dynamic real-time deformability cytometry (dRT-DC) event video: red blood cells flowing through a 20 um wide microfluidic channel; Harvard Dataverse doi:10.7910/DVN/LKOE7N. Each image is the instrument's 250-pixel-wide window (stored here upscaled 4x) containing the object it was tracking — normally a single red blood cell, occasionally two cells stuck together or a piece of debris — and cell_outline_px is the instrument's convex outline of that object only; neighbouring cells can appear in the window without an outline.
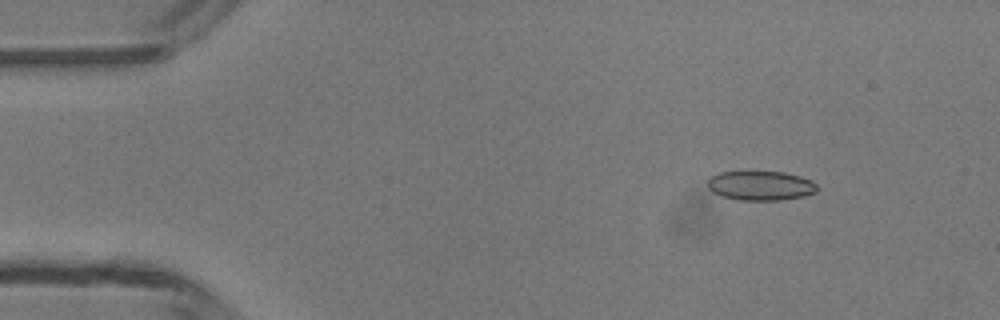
{"species": "common noctule bat (a hibernating species)", "species_latin": "Nyctalus noctula", "temperature_condition": "room temperature", "stored_images_in_passage": 43, "camera_frame_rate_fps": 3000, "um_per_image_px": 0.085, "animal": {"sex": "male", "body_mass_g": 13.3}, "frame": {"image": 1, "passage_image": 1, "time_ms": 0.0, "image_size_px": [1000, 320], "cell_outline_px": [[816, 192], [804, 196], [780, 200], [740, 200], [720, 196], [712, 192], [708, 188], [708, 176], [720, 172], [784, 172], [800, 176], [812, 180], [816, 184]], "centroid_in_image_um": [64.62, 15.78], "position_along_channel_um": 20.4, "area_um2": 18.84}}
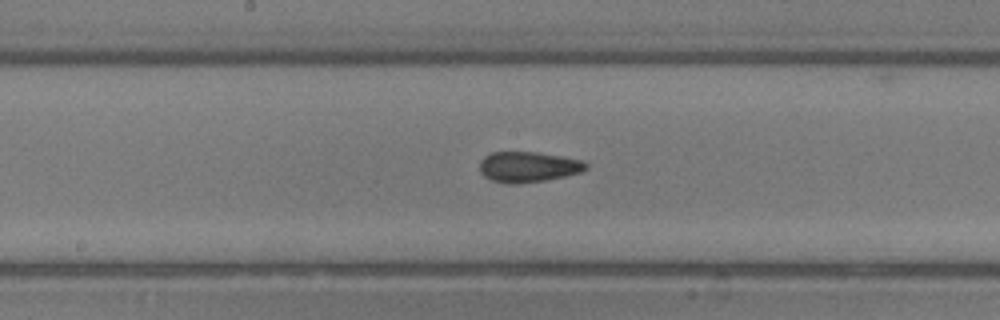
{"frame": {"image": 2, "passage_image": 20, "time_ms": 6.333, "image_size_px": [1000, 320], "cell_outline_px": [[588, 168], [580, 172], [564, 176], [544, 180], [516, 184], [508, 184], [492, 180], [484, 176], [480, 172], [480, 160], [484, 156], [492, 152], [536, 152], [560, 156], [580, 160], [588, 164]], "centroid_in_image_um": [44.86, 14.18], "position_along_channel_um": 203.3, "area_um2": 18.79}}
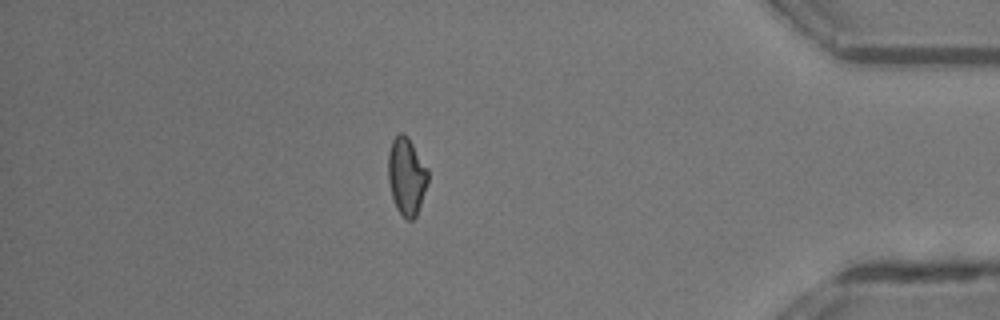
{"frame": {"image": 3, "passage_image": 37, "time_ms": 12.0, "image_size_px": [1000, 320], "cell_outline_px": [[428, 180], [416, 216], [412, 220], [408, 220], [396, 208], [392, 196], [388, 180], [388, 152], [392, 140], [400, 132], [404, 132], [408, 136], [428, 168]], "centroid_in_image_um": [34.55, 14.93], "position_along_channel_um": 400.7, "area_um2": 17.92}, "authors_computed_cell_mechanics": {"area_um2": 18.3804, "velocity_mm_per_s": 4.2271, "shape_relaxation_time_tau1_ms": null, "shape_relaxation_time_tau2_ms": 1.881, "deformation_change_tau1": null, "deformation_change_tau2": 0.0766}}